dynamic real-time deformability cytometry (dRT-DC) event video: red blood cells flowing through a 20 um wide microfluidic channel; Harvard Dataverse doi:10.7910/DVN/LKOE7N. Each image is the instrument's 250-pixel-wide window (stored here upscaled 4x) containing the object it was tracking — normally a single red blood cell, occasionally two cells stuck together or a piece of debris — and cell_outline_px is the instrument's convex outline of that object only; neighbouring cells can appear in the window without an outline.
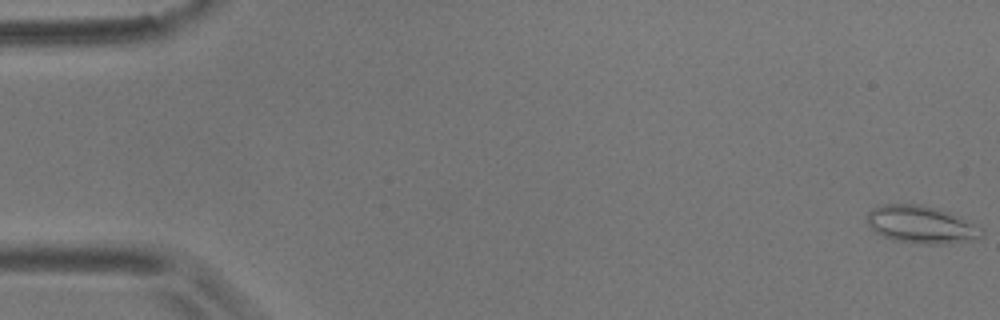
{"species": "common noctule bat (a hibernating species)", "species_latin": "Nyctalus noctula", "temperature_condition": "room temperature", "stored_images_in_passage": 8, "camera_frame_rate_fps": 3000, "um_per_image_px": 0.085, "animal": {"sex": "male", "body_mass_g": 17.9}, "frame": {"image": 1, "passage_image": 1, "time_ms": 0.0, "image_size_px": [1000, 320], "cell_outline_px": [[984, 232], [976, 240], [944, 244], [924, 244], [892, 240], [876, 232], [868, 224], [868, 212], [872, 208], [880, 204], [920, 204], [940, 208], [960, 216], [980, 228]], "centroid_in_image_um": [78.31, 19.08], "position_along_channel_um": 6.7, "area_um2": 25.2}}
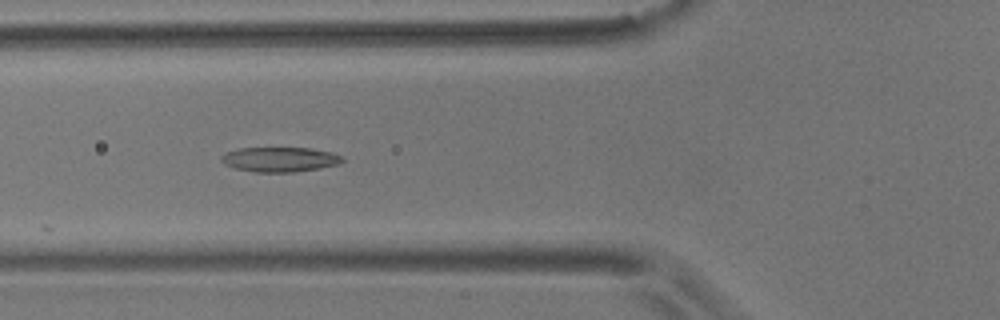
{"frame": {"image": 2, "passage_image": 7, "time_ms": 2.0, "image_size_px": [1000, 320], "cell_outline_px": [[344, 160], [340, 164], [320, 168], [292, 172], [256, 172], [236, 168], [224, 164], [220, 160], [220, 156], [228, 152], [240, 148], [312, 148], [332, 152], [340, 156]], "centroid_in_image_um": [23.8, 13.55], "position_along_channel_um": 102.0, "area_um2": 17.4}}
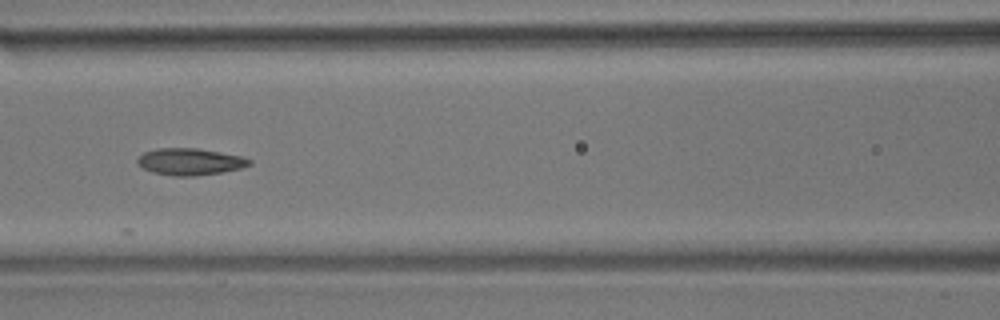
{"frame": {"image": 3, "passage_image": 8, "time_ms": 2.333, "image_size_px": [1000, 320], "cell_outline_px": [[252, 164], [240, 168], [224, 172], [192, 176], [172, 176], [152, 172], [136, 164], [136, 160], [144, 152], [156, 148], [196, 148], [244, 156], [252, 160]], "centroid_in_image_um": [16.16, 13.74], "position_along_channel_um": 150.4, "area_um2": 17.63}}